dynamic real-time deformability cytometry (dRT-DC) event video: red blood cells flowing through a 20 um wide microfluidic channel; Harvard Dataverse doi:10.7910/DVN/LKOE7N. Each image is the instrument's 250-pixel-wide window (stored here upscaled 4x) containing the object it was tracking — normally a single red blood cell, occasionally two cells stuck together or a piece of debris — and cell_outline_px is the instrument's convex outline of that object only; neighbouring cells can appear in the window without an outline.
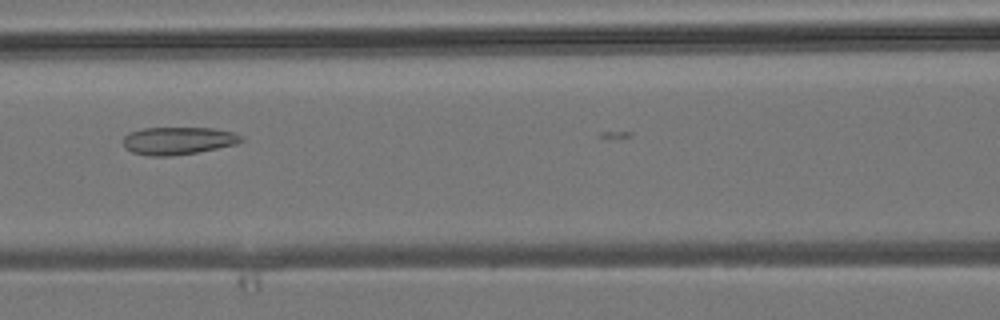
{"species": "common noctule bat (a hibernating species)", "species_latin": "Nyctalus noctula", "temperature_condition": "room temperature", "stored_images_in_passage": 4, "camera_frame_rate_fps": 3000, "um_per_image_px": 0.085, "animal": {"sex": "male", "body_mass_g": 19.2, "forearm_length_mm": 51.8}, "frame": {"image": 1, "passage_image": 4, "time_ms": 3.333, "image_size_px": [1000, 320], "cell_outline_px": [[244, 140], [236, 144], [196, 152], [172, 156], [152, 156], [132, 152], [124, 148], [124, 136], [128, 132], [144, 128], [212, 128], [232, 132], [244, 136]], "centroid_in_image_um": [15.13, 11.95], "position_along_channel_um": 151.5, "area_um2": 18.96}}